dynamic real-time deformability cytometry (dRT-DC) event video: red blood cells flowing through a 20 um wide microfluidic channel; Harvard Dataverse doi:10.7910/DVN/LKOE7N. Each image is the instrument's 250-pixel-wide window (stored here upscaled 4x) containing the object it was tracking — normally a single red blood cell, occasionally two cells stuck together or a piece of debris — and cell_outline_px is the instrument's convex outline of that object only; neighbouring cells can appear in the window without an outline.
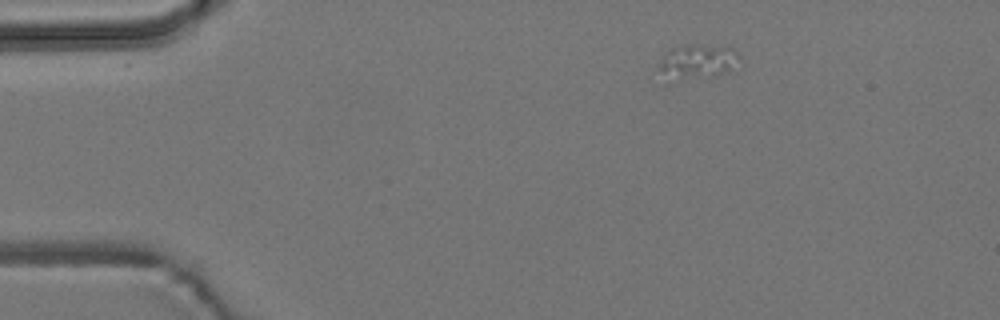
{"species": "common noctule bat (a hibernating species)", "species_latin": "Nyctalus noctula", "temperature_condition": "room temperature", "stored_images_in_passage": 3, "camera_frame_rate_fps": 3000, "um_per_image_px": 0.085, "animal": {"sex": "male", "body_mass_g": 19.2, "forearm_length_mm": 51.8}, "frame": {"image": 1, "passage_image": 1, "time_ms": 0.0, "image_size_px": [1000, 320], "cell_outline_px": [[740, 56], [728, 68], [716, 76], [668, 84], [664, 84], [660, 68], [660, 60], [664, 52], [672, 48], [684, 44], [696, 44], [732, 48], [740, 52]], "centroid_in_image_um": [59.12, 5.29], "position_along_channel_um": 25.9, "area_um2": 16.82}}